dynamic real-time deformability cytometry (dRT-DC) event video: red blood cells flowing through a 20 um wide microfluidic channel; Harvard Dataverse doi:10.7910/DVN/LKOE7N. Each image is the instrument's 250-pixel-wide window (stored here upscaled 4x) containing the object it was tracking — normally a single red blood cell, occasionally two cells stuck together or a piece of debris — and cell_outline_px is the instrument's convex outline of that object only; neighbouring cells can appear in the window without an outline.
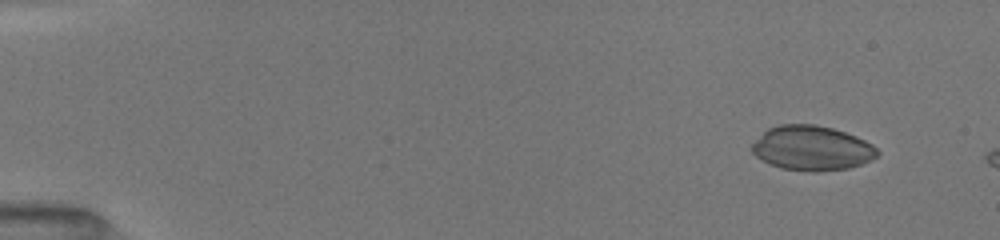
{"species": "common noctule bat (a hibernating species)", "species_latin": "Nyctalus noctula", "temperature_condition": "room temperature", "stored_images_in_passage": 15, "camera_frame_rate_fps": 3000, "um_per_image_px": 0.085, "animal": {"sex": "female", "body_mass_g": 19.5, "forearm_length_mm": 54.1}, "frame": {"image": 1, "passage_image": 6, "time_ms": 1.0, "image_size_px": [1000, 240], "cell_outline_px": [[876, 156], [856, 164], [844, 168], [784, 168], [772, 164], [756, 156], [752, 152], [752, 144], [764, 132], [780, 124], [812, 124], [832, 128], [844, 132], [876, 148]], "centroid_in_image_um": [68.92, 12.53], "position_along_channel_um": 16.1, "area_um2": 30.4}}